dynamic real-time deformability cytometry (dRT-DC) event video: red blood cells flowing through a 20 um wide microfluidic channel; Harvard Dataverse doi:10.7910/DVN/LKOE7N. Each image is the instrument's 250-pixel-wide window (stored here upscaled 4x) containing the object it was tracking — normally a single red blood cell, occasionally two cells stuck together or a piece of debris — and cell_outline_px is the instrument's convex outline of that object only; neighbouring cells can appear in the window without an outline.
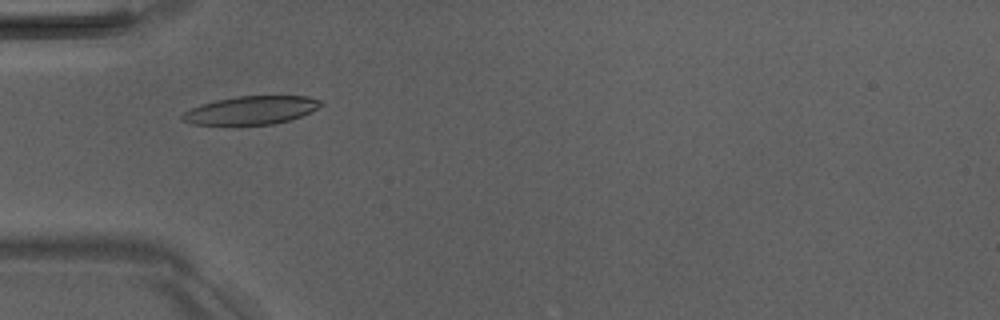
{"species": "Egyptian fruit bat (a non-hibernating species)", "species_latin": "Rousettus aegyptiacus", "temperature_condition": "room temperature", "stored_images_in_passage": 6, "camera_frame_rate_fps": 3000, "um_per_image_px": 0.085, "animal": {"sex": "male"}, "frame": {"image": 1, "passage_image": 3, "time_ms": 2.333, "image_size_px": [1000, 320], "cell_outline_px": [[324, 104], [312, 112], [288, 120], [272, 124], [192, 124], [180, 120], [180, 116], [184, 112], [192, 108], [216, 100], [236, 96], [308, 96], [320, 100]], "centroid_in_image_um": [21.37, 9.36], "position_along_channel_um": 63.6, "area_um2": 22.6}}